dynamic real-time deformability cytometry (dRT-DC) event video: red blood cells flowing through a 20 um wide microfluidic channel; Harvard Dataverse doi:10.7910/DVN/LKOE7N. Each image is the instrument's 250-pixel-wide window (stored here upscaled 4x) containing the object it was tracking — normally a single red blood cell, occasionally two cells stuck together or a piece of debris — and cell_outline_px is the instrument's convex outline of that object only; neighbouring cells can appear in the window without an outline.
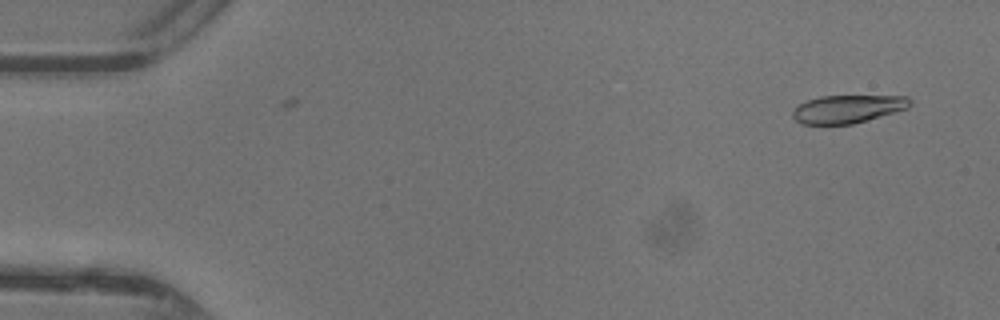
{"species": "common noctule bat (a hibernating species)", "species_latin": "Nyctalus noctula", "temperature_condition": "warm", "stored_images_in_passage": 3, "camera_frame_rate_fps": 3000, "um_per_image_px": 0.085, "animal": {"sex": "female"}, "frame": {"image": 1, "passage_image": 2, "time_ms": 0.333, "image_size_px": [1000, 320], "cell_outline_px": [[912, 104], [908, 108], [852, 124], [800, 124], [792, 116], [792, 112], [800, 104], [808, 100], [820, 96], [908, 96], [912, 100]], "centroid_in_image_um": [72.07, 9.26], "position_along_channel_um": 12.9, "area_um2": 19.02}}